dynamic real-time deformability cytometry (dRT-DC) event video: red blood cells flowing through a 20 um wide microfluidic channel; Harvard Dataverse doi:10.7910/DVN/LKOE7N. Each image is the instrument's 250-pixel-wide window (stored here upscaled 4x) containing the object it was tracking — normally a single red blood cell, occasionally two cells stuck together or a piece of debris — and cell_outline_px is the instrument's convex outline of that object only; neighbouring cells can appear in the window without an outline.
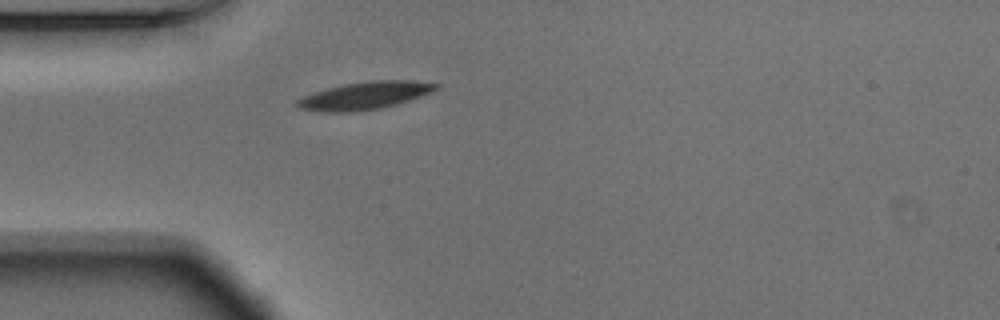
{"species": "Egyptian fruit bat (a non-hibernating species)", "species_latin": "Rousettus aegyptiacus", "temperature_condition": "warm", "stored_images_in_passage": 40, "camera_frame_rate_fps": 3000, "um_per_image_px": 0.085, "animal": {"sex": "male"}, "frame": {"image": 1, "passage_image": 1, "time_ms": 0.0, "image_size_px": [1000, 320], "cell_outline_px": [[440, 88], [432, 92], [396, 104], [380, 108], [348, 112], [328, 112], [300, 108], [292, 104], [296, 100], [304, 96], [324, 88], [344, 84], [368, 80], [412, 80], [440, 84]], "centroid_in_image_um": [31.0, 8.11], "position_along_channel_um": 54.0, "area_um2": 22.37}}
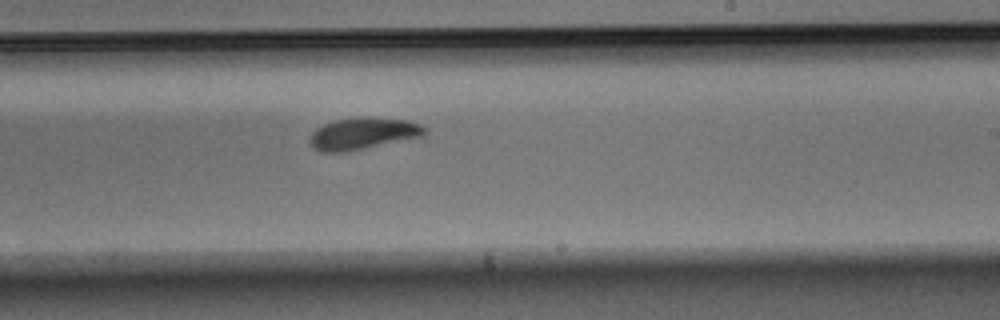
{"frame": {"image": 2, "passage_image": 18, "time_ms": 5.667, "image_size_px": [1000, 320], "cell_outline_px": [[424, 136], [344, 152], [324, 152], [316, 148], [308, 140], [312, 132], [316, 128], [324, 124], [336, 120], [364, 116], [408, 120], [420, 124], [424, 128]], "centroid_in_image_um": [30.85, 11.33], "position_along_channel_um": 258.2, "area_um2": 21.04}}
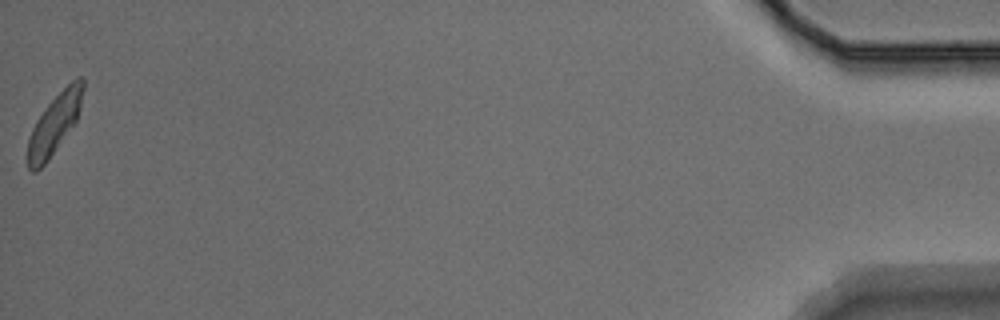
{"frame": {"image": 3, "passage_image": 40, "time_ms": 13.0, "image_size_px": [1000, 320], "cell_outline_px": [[84, 88], [80, 108], [76, 120], [48, 160], [36, 172], [32, 172], [28, 168], [28, 136], [36, 120], [48, 104], [72, 80], [80, 76], [84, 76]], "centroid_in_image_um": [4.63, 10.52], "position_along_channel_um": 430.6, "area_um2": 18.96}, "authors_computed_cell_mechanics": {"area_um2": 20.6635, "velocity_mm_per_s": 3.7011, "shape_relaxation_time_tau1_ms": 2.6291, "shape_relaxation_time_tau2_ms": 5.2631, "deformation_change_tau1": 0.134, "deformation_change_tau2": 0.1097}}